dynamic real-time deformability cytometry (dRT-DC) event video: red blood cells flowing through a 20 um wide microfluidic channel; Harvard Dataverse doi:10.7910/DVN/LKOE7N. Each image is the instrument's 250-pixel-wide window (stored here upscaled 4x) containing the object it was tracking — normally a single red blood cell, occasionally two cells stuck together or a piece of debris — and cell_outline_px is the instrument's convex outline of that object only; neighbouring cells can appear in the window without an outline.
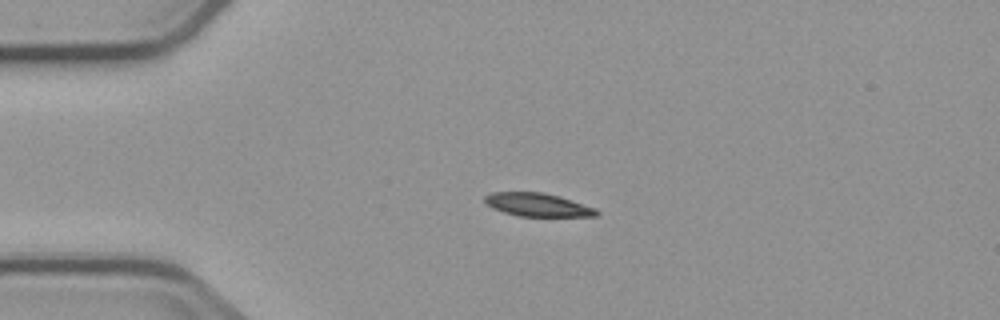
{"species": "common noctule bat (a hibernating species)", "species_latin": "Nyctalus noctula", "temperature_condition": "cold", "stored_images_in_passage": 4, "camera_frame_rate_fps": 3000, "um_per_image_px": 0.085, "animal": {"sex": "male", "body_mass_g": 23.1, "forearm_length_mm": 52.7}, "frame": {"image": 1, "passage_image": 4, "time_ms": 3.667, "image_size_px": [1000, 320], "cell_outline_px": [[600, 212], [596, 216], [520, 216], [504, 212], [492, 208], [484, 200], [484, 196], [492, 192], [544, 192], [560, 196], [596, 208]], "centroid_in_image_um": [45.71, 17.4], "position_along_channel_um": 39.3, "area_um2": 15.14}}